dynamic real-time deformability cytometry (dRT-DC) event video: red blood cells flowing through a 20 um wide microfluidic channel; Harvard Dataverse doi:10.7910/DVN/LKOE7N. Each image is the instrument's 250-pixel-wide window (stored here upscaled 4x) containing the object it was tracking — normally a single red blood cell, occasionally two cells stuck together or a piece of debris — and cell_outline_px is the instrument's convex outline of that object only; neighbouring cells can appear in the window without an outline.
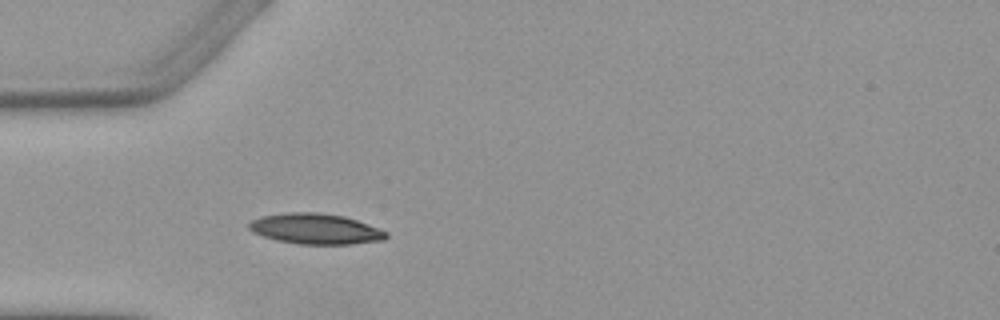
{"species": "Egyptian fruit bat (a non-hibernating species)", "species_latin": "Rousettus aegyptiacus", "temperature_condition": "warm", "stored_images_in_passage": 1, "camera_frame_rate_fps": 3000, "um_per_image_px": 0.085, "animal": {"sex": "female"}, "frame": {"image": 1, "passage_image": 1, "time_ms": 0.0, "image_size_px": [1000, 320], "cell_outline_px": [[388, 236], [384, 240], [352, 244], [300, 244], [276, 240], [252, 232], [248, 228], [248, 224], [252, 220], [260, 216], [288, 212], [316, 212], [344, 216], [380, 228], [388, 232]], "centroid_in_image_um": [26.83, 19.45], "position_along_channel_um": 58.2, "area_um2": 24.51}}